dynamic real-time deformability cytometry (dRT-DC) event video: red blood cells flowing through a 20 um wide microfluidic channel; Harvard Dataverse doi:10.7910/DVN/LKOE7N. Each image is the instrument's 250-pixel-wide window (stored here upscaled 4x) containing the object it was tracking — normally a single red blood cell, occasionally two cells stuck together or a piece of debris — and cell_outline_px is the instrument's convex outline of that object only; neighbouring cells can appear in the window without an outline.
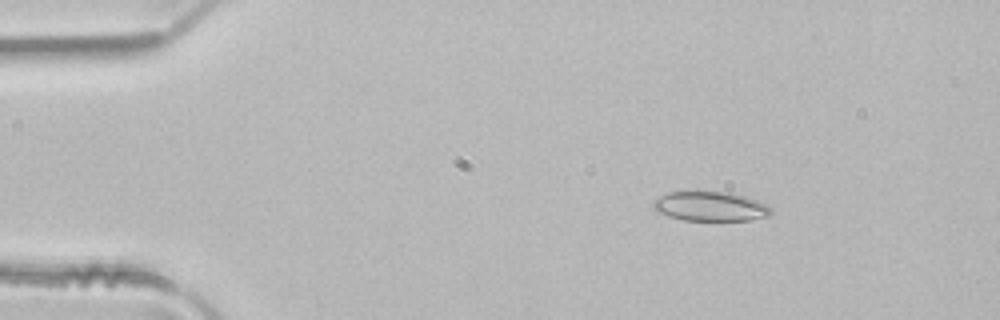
{"species": "common noctule bat (a hibernating species)", "species_latin": "Nyctalus noctula", "temperature_condition": "room temperature", "stored_images_in_passage": 3, "camera_frame_rate_fps": 3000, "um_per_image_px": 0.085, "animal": {"sex": "male", "body_mass_g": 21.5, "forearm_length_mm": 52.0}, "frame": {"image": 1, "passage_image": 1, "time_ms": 0.0, "image_size_px": [1000, 320], "cell_outline_px": [[772, 212], [768, 216], [748, 220], [684, 220], [668, 216], [656, 212], [652, 208], [652, 200], [668, 192], [696, 188], [732, 192], [768, 204], [772, 208]], "centroid_in_image_um": [60.31, 17.48], "position_along_channel_um": 24.7, "area_um2": 21.27}}
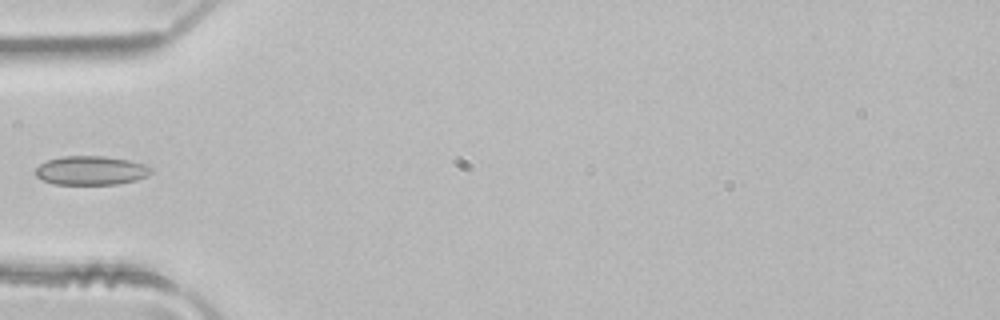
{"frame": {"image": 2, "passage_image": 3, "time_ms": 0.667, "image_size_px": [1000, 320], "cell_outline_px": [[152, 172], [148, 176], [136, 180], [116, 184], [56, 184], [44, 180], [36, 176], [36, 168], [40, 164], [48, 160], [60, 156], [104, 156], [128, 160], [144, 164], [152, 168]], "centroid_in_image_um": [7.75, 14.48], "position_along_channel_um": 77.2, "area_um2": 19.42}}